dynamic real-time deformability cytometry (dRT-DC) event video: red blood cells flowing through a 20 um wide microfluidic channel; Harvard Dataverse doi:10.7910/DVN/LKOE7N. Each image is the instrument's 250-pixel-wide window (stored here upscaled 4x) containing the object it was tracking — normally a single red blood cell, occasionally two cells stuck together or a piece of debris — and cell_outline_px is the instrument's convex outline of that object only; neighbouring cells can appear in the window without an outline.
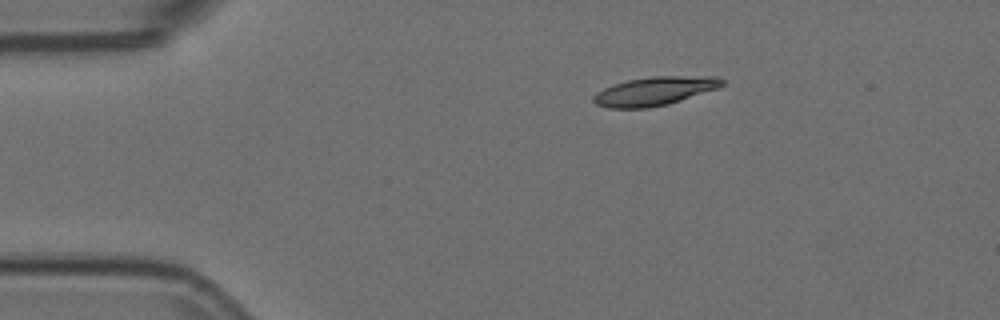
{"species": "Egyptian fruit bat (a non-hibernating species)", "species_latin": "Rousettus aegyptiacus", "temperature_condition": "room temperature", "stored_images_in_passage": 46, "camera_frame_rate_fps": 3000, "um_per_image_px": 0.085, "animal": {"sex": "female"}, "frame": {"image": 1, "passage_image": 1, "time_ms": 0.0, "image_size_px": [1000, 320], "cell_outline_px": [[724, 84], [716, 88], [668, 104], [648, 108], [608, 108], [596, 104], [592, 100], [592, 96], [596, 92], [612, 84], [628, 80], [652, 76], [716, 76], [724, 80]], "centroid_in_image_um": [55.59, 7.74], "position_along_channel_um": 29.4, "area_um2": 21.39}}
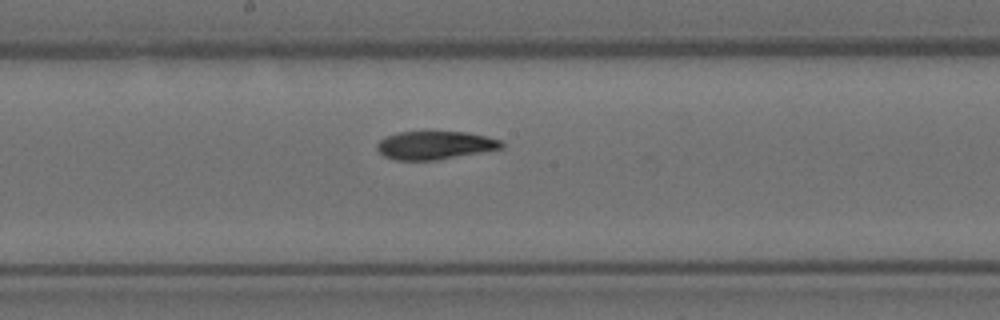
{"frame": {"image": 2, "passage_image": 20, "time_ms": 6.333, "image_size_px": [1000, 320], "cell_outline_px": [[504, 148], [436, 160], [396, 160], [384, 156], [376, 148], [376, 144], [380, 140], [388, 136], [400, 132], [464, 132], [484, 136], [500, 140], [504, 144]], "centroid_in_image_um": [36.96, 12.35], "position_along_channel_um": 211.2, "area_um2": 20.23}}
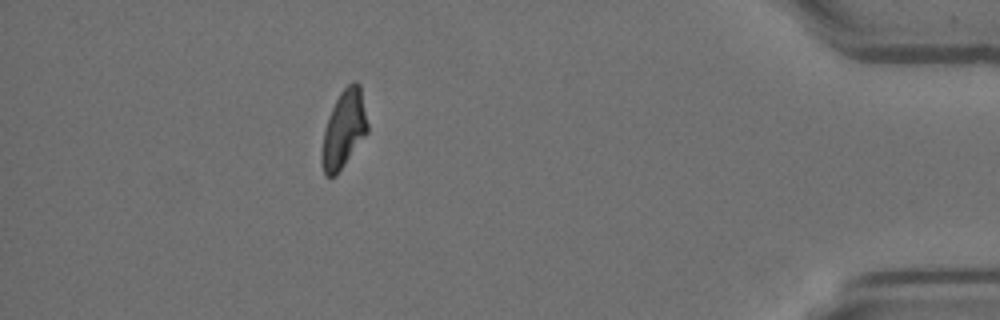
{"frame": {"image": 3, "passage_image": 40, "time_ms": 13.0, "image_size_px": [1000, 320], "cell_outline_px": [[368, 132], [336, 176], [324, 176], [320, 160], [320, 152], [324, 132], [332, 108], [340, 92], [352, 80], [356, 80], [360, 84], [368, 124]], "centroid_in_image_um": [29.22, 11.0], "position_along_channel_um": 406.0, "area_um2": 20.75}, "authors_computed_cell_mechanics": {"area_um2": 21.4438, "velocity_mm_per_s": 3.7021, "shape_relaxation_time_tau1_ms": 5.8148, "shape_relaxation_time_tau2_ms": 9.1395, "deformation_change_tau1": 0.1902, "deformation_change_tau2": 0.1263}}